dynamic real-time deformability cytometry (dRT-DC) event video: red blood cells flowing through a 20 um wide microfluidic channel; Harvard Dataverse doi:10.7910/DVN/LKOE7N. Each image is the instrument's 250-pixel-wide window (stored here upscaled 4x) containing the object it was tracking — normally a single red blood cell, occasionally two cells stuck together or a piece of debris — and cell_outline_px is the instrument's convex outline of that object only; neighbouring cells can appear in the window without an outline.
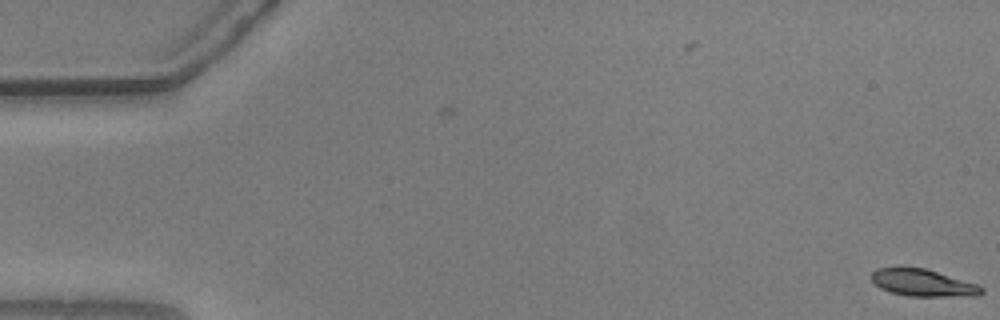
{"species": "common noctule bat (a hibernating species)", "species_latin": "Nyctalus noctula", "temperature_condition": "warm", "stored_images_in_passage": 2, "camera_frame_rate_fps": 3000, "um_per_image_px": 0.085, "animal": {"sex": "male", "body_mass_g": 20.5, "forearm_length_mm": 52.5}, "frame": {"image": 1, "passage_image": 2, "time_ms": 0.333, "image_size_px": [1000, 320], "cell_outline_px": [[984, 292], [976, 296], [908, 296], [892, 292], [880, 288], [872, 280], [872, 272], [876, 268], [924, 268], [980, 284], [984, 288]], "centroid_in_image_um": [78.52, 24.05], "position_along_channel_um": 6.5, "area_um2": 17.28}}